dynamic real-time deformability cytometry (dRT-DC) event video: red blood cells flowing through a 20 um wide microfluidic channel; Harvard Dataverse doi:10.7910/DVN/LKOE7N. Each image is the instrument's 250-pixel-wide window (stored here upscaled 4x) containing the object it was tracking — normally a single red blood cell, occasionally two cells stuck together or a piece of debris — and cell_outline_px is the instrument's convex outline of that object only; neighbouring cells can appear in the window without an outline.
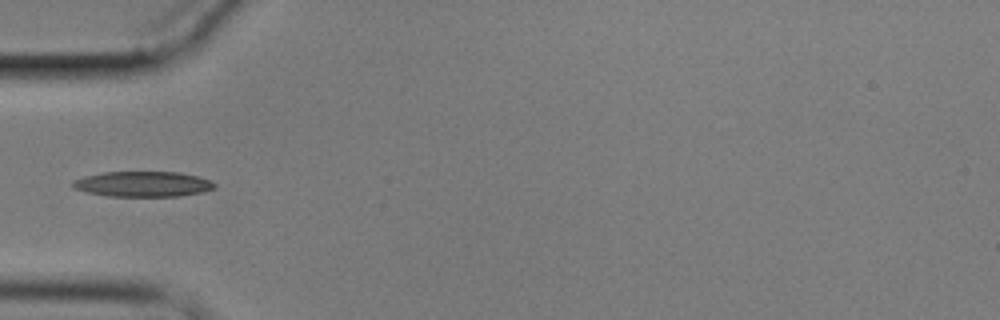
{"species": "common noctule bat (a hibernating species)", "species_latin": "Nyctalus noctula", "temperature_condition": "cold", "stored_images_in_passage": 5, "camera_frame_rate_fps": 3000, "um_per_image_px": 0.085, "animal": {"sex": "male", "body_mass_g": 17.9}, "frame": {"image": 1, "passage_image": 4, "time_ms": 4.333, "image_size_px": [1000, 320], "cell_outline_px": [[216, 188], [204, 192], [180, 196], [108, 196], [88, 192], [72, 188], [72, 180], [84, 176], [104, 172], [180, 172], [196, 176], [208, 180], [216, 184]], "centroid_in_image_um": [12.14, 15.64], "position_along_channel_um": 72.9, "area_um2": 20.98}}
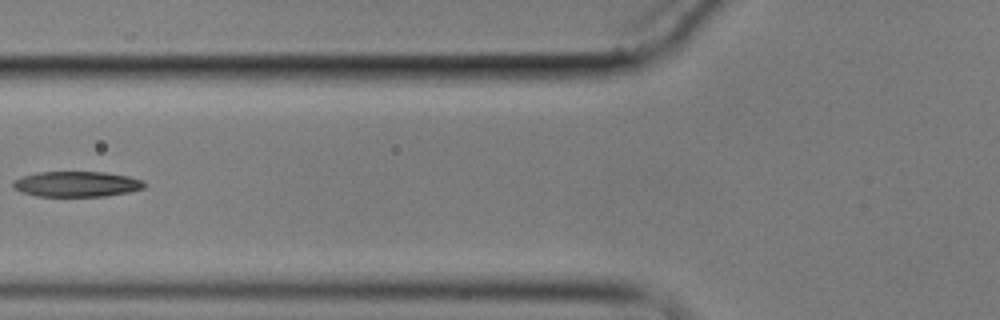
{"frame": {"image": 2, "passage_image": 5, "time_ms": 5.667, "image_size_px": [1000, 320], "cell_outline_px": [[144, 188], [128, 192], [104, 196], [36, 196], [24, 192], [16, 188], [12, 184], [12, 180], [20, 176], [40, 172], [104, 172], [128, 176], [140, 180], [144, 184]], "centroid_in_image_um": [6.48, 15.64], "position_along_channel_um": 119.3, "area_um2": 19.25}}